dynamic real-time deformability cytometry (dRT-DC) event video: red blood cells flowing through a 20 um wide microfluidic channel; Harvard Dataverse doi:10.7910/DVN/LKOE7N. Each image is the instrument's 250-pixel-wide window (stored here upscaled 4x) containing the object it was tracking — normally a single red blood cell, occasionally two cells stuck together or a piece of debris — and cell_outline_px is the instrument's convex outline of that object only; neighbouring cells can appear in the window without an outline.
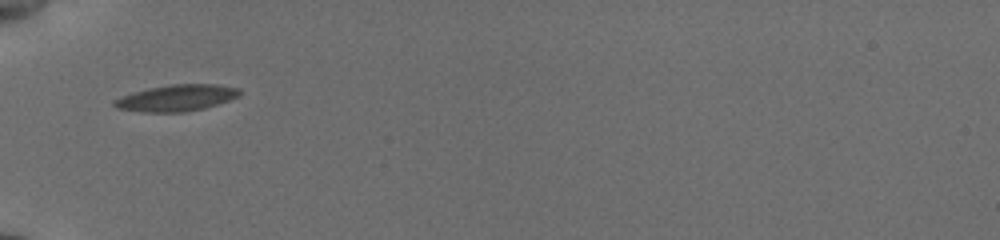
{"species": "common noctule bat (a hibernating species)", "species_latin": "Nyctalus noctula", "temperature_condition": "cold", "stored_images_in_passage": 36, "camera_frame_rate_fps": 3000, "um_per_image_px": 0.085, "animal": {"sex": "female", "body_mass_g": 19.5, "forearm_length_mm": 54.1}, "frame": {"image": 1, "passage_image": 1, "time_ms": 0.0, "image_size_px": [1000, 240], "cell_outline_px": [[240, 96], [204, 108], [184, 112], [144, 112], [116, 108], [112, 104], [112, 100], [148, 88], [172, 84], [216, 84], [240, 88]], "centroid_in_image_um": [15.02, 8.32], "position_along_channel_um": 70.0, "area_um2": 19.13}}
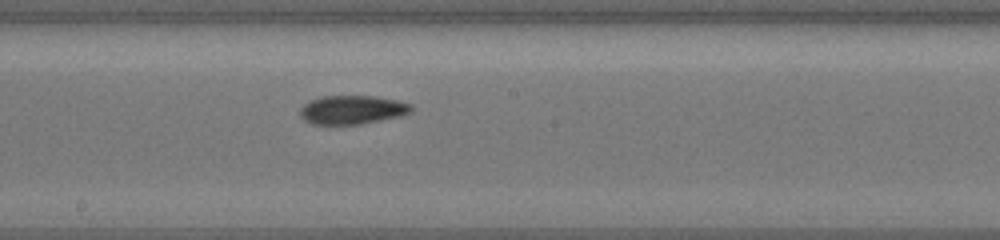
{"frame": {"image": 2, "passage_image": 13, "time_ms": 4.0, "image_size_px": [1000, 240], "cell_outline_px": [[412, 112], [400, 116], [360, 124], [312, 124], [304, 120], [300, 116], [300, 108], [304, 104], [320, 96], [372, 96], [396, 100], [412, 104]], "centroid_in_image_um": [29.93, 9.33], "position_along_channel_um": 218.3, "area_um2": 18.55}}
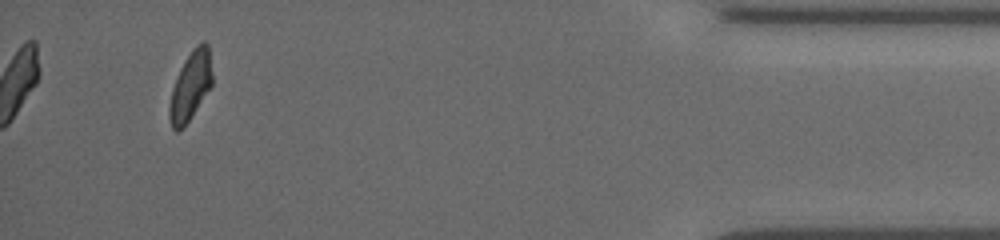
{"frame": {"image": 3, "passage_image": 33, "time_ms": 10.667, "image_size_px": [1000, 240], "cell_outline_px": [[212, 84], [188, 120], [176, 132], [172, 128], [168, 116], [168, 108], [172, 88], [180, 68], [184, 60], [192, 48], [196, 44], [204, 40], [208, 44], [212, 72]], "centroid_in_image_um": [16.18, 7.24], "position_along_channel_um": 419.0, "area_um2": 16.94}, "authors_computed_cell_mechanics": {"area_um2": 18.1781, "velocity_mm_per_s": 3.8127, "shape_relaxation_time_tau1_ms": null, "shape_relaxation_time_tau2_ms": 6.9282, "deformation_change_tau1": null, "deformation_change_tau2": 0.126}}